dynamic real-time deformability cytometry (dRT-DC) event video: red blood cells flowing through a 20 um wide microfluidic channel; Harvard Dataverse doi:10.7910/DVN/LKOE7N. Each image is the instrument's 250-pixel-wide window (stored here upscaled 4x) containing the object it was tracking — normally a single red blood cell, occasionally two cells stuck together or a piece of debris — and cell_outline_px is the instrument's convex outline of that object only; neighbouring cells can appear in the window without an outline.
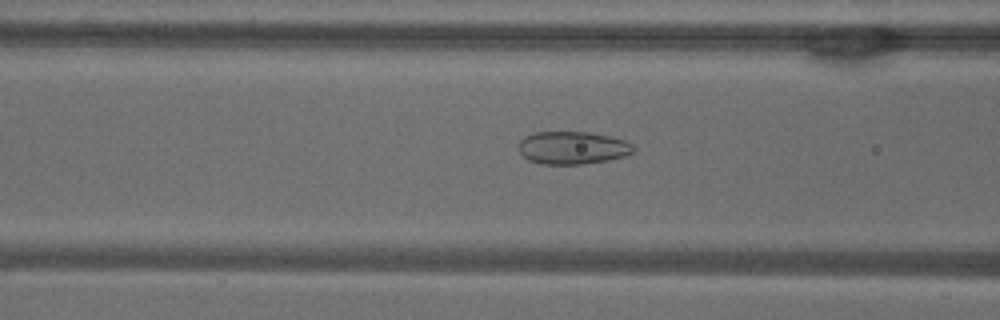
{"species": "common noctule bat (a hibernating species)", "species_latin": "Nyctalus noctula", "temperature_condition": "warm", "stored_images_in_passage": 46, "camera_frame_rate_fps": 3000, "um_per_image_px": 0.085, "animal": {"sex": "male", "body_mass_g": 18.8}, "frame": {"image": 1, "passage_image": 14, "time_ms": 4.333, "image_size_px": [1000, 320], "cell_outline_px": [[636, 148], [632, 152], [624, 156], [608, 160], [584, 164], [540, 164], [528, 160], [516, 148], [520, 140], [524, 136], [532, 132], [588, 132], [608, 136], [624, 140], [632, 144]], "centroid_in_image_um": [48.62, 12.56], "position_along_channel_um": 118.0, "area_um2": 22.08}}
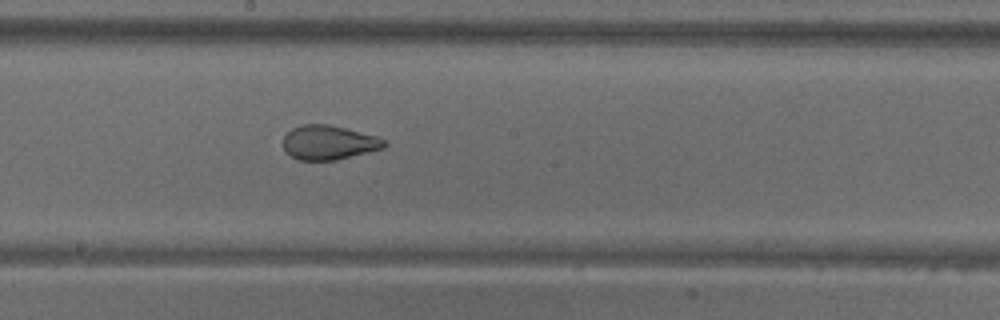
{"frame": {"image": 2, "passage_image": 22, "time_ms": 7.0, "image_size_px": [1000, 320], "cell_outline_px": [[388, 144], [384, 148], [336, 160], [300, 160], [292, 156], [284, 148], [284, 136], [292, 128], [300, 124], [328, 124], [376, 136], [384, 140]], "centroid_in_image_um": [27.95, 12.11], "position_along_channel_um": 220.3, "area_um2": 20.0}}
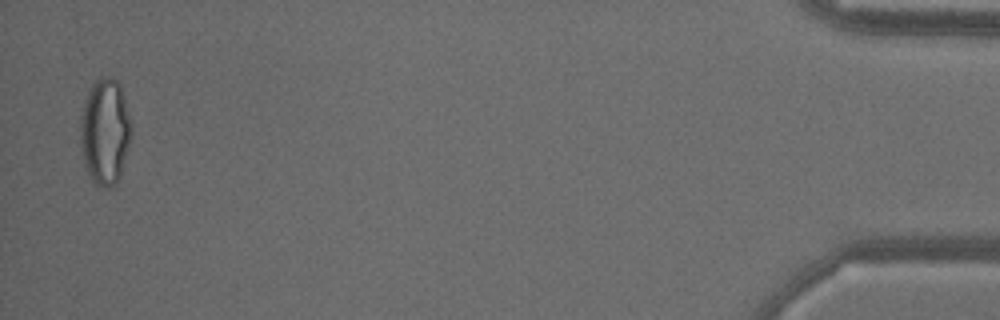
{"frame": {"image": 3, "passage_image": 45, "time_ms": 14.667, "image_size_px": [1000, 320], "cell_outline_px": [[128, 144], [120, 176], [116, 184], [108, 188], [104, 188], [96, 184], [88, 176], [80, 156], [80, 116], [88, 92], [92, 84], [100, 76], [112, 76], [120, 84], [124, 96], [128, 116]], "centroid_in_image_um": [8.85, 11.2], "position_along_channel_um": 426.3, "area_um2": 31.33}, "authors_computed_cell_mechanics": {"area_um2": 25.1141, "velocity_mm_per_s": 3.8342, "shape_relaxation_time_tau1_ms": null, "shape_relaxation_time_tau2_ms": 0.9223, "deformation_change_tau1": null, "deformation_change_tau2": 0.0687}}